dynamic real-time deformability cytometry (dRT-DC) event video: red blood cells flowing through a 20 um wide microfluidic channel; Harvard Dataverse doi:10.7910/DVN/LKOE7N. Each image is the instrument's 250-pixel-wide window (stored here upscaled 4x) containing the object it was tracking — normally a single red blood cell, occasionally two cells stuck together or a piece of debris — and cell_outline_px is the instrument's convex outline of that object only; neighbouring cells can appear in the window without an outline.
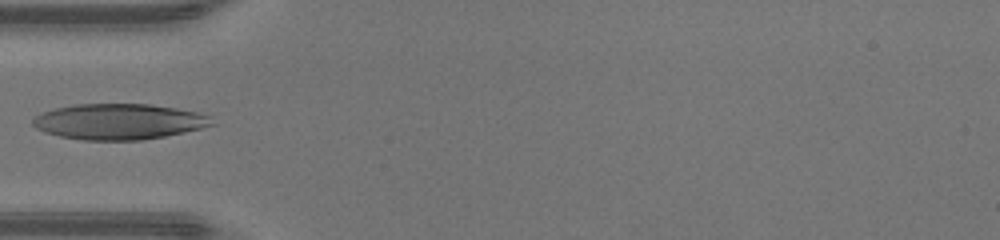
{"species": "human", "species_latin": "Homo sapiens", "temperature_condition": "warm", "stored_images_in_passage": 33, "camera_frame_rate_fps": 3000, "um_per_image_px": 0.085, "donor": {"sex": "male"}, "frame": {"image": 1, "passage_image": 1, "time_ms": 0.0, "image_size_px": [1000, 240], "cell_outline_px": [[216, 124], [184, 132], [164, 136], [140, 140], [84, 140], [60, 136], [44, 132], [36, 128], [32, 124], [32, 120], [36, 116], [44, 112], [56, 108], [76, 104], [152, 104], [176, 108], [196, 112], [208, 116]], "centroid_in_image_um": [10.09, 10.33], "position_along_channel_um": 74.9, "area_um2": 37.05}}
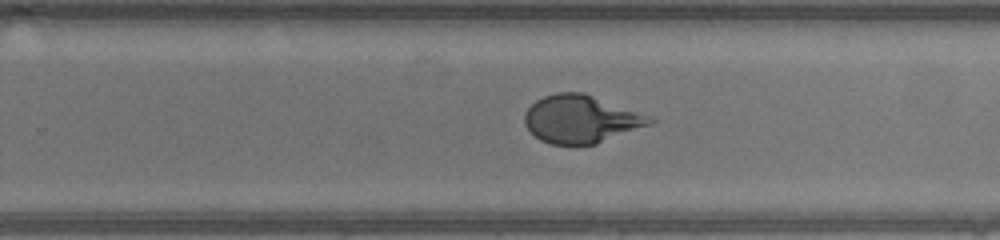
{"frame": {"image": 2, "passage_image": 15, "time_ms": 4.667, "image_size_px": [1000, 240], "cell_outline_px": [[656, 120], [652, 124], [596, 144], [552, 144], [540, 140], [524, 124], [524, 112], [536, 100], [544, 96], [556, 92], [584, 92], [636, 112]], "centroid_in_image_um": [49.33, 10.12], "position_along_channel_um": 280.5, "area_um2": 34.39}}
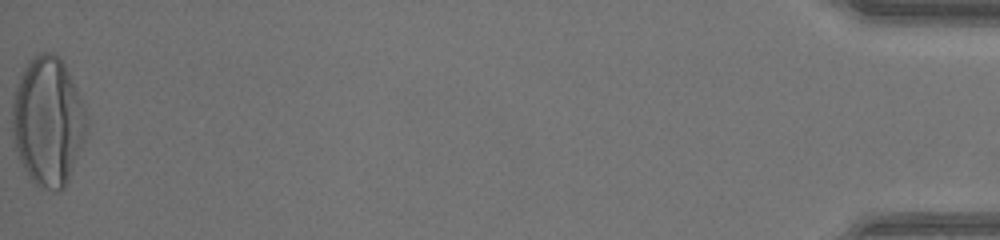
{"frame": {"image": 3, "passage_image": 33, "time_ms": 10.667, "image_size_px": [1000, 240], "cell_outline_px": [[88, 120], [84, 140], [68, 180], [64, 188], [60, 192], [52, 192], [36, 184], [32, 180], [20, 160], [12, 136], [12, 104], [16, 88], [20, 76], [28, 60], [40, 52], [52, 52], [64, 64], [68, 72]], "centroid_in_image_um": [4.06, 10.34], "position_along_channel_um": 431.1, "area_um2": 55.14}}